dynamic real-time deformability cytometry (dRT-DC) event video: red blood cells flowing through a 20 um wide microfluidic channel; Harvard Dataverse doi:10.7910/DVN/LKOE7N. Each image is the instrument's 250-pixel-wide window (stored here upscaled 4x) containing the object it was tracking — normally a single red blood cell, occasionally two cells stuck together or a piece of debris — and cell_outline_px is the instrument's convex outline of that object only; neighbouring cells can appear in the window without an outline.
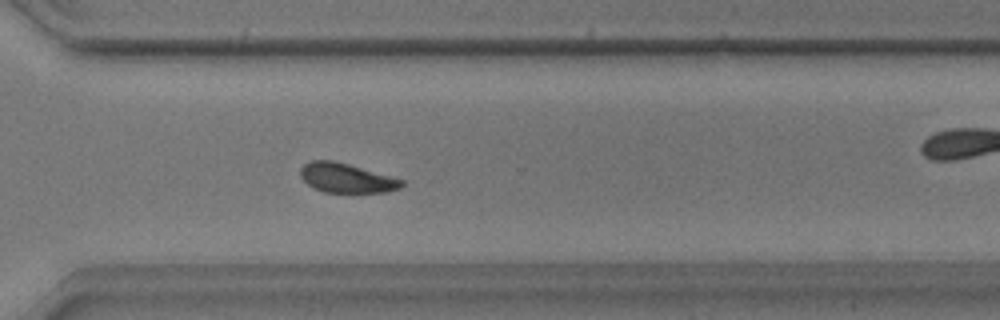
{"species": "common noctule bat (a hibernating species)", "species_latin": "Nyctalus noctula", "temperature_condition": "warm", "stored_images_in_passage": 53, "camera_frame_rate_fps": 3000, "um_per_image_px": 0.085, "animal": {"sex": "male", "body_mass_g": 17.9}, "frame": {"image": 1, "passage_image": 38, "time_ms": 12.333, "image_size_px": [1000, 320], "cell_outline_px": [[404, 184], [400, 188], [388, 192], [324, 192], [312, 188], [300, 176], [300, 168], [304, 164], [312, 160], [332, 160], [348, 164], [404, 180]], "centroid_in_image_um": [29.43, 15.13], "position_along_channel_um": 341.2, "area_um2": 17.28}}
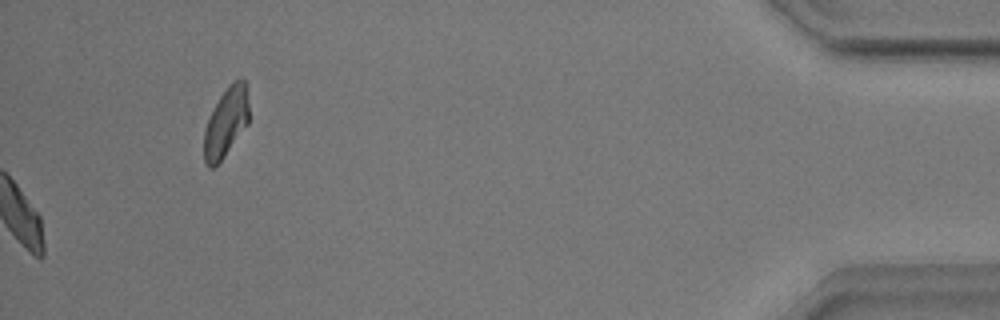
{"frame": {"image": 2, "passage_image": 53, "time_ms": 17.333, "image_size_px": [1000, 320], "cell_outline_px": [[248, 124], [224, 156], [212, 168], [208, 168], [204, 160], [204, 132], [208, 120], [220, 96], [228, 84], [236, 80], [244, 80], [248, 104]], "centroid_in_image_um": [19.2, 10.42], "position_along_channel_um": 416.0, "area_um2": 17.69}, "authors_computed_cell_mechanics": {"area_um2": 17.918, "velocity_mm_per_s": 3.8568, "shape_relaxation_time_tau1_ms": 2.5828, "shape_relaxation_time_tau2_ms": 5.1173, "deformation_change_tau1": 0.123, "deformation_change_tau2": 0.0766}}